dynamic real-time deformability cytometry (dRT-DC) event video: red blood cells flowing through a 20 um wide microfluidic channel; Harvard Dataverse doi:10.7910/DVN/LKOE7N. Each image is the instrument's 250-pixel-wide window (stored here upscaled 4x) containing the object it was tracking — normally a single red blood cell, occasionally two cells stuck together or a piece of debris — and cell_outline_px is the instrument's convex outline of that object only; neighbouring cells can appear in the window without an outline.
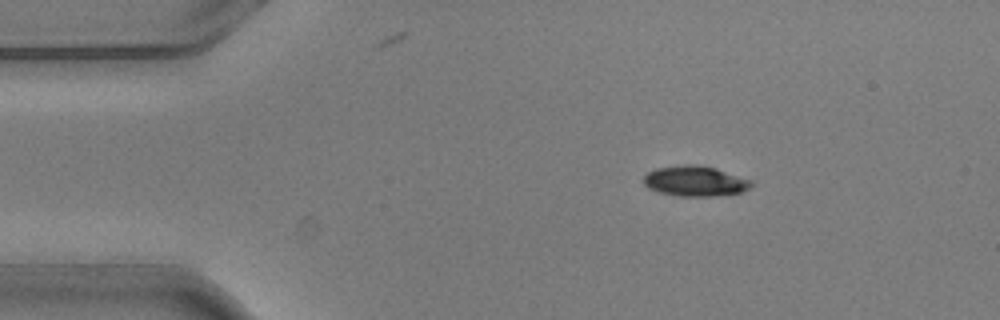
{"species": "common noctule bat (a hibernating species)", "species_latin": "Nyctalus noctula", "temperature_condition": "warm", "stored_images_in_passage": 3, "camera_frame_rate_fps": 3000, "um_per_image_px": 0.085, "animal": {"sex": "male", "body_mass_g": 20.5, "forearm_length_mm": 52.5}, "frame": {"image": 1, "passage_image": 1, "time_ms": 0.0, "image_size_px": [1000, 320], "cell_outline_px": [[752, 184], [748, 188], [740, 192], [716, 196], [680, 196], [660, 192], [648, 188], [644, 184], [644, 176], [648, 172], [656, 168], [680, 164], [696, 164], [716, 168], [752, 180]], "centroid_in_image_um": [59.07, 15.38], "position_along_channel_um": 25.9, "area_um2": 19.02}}
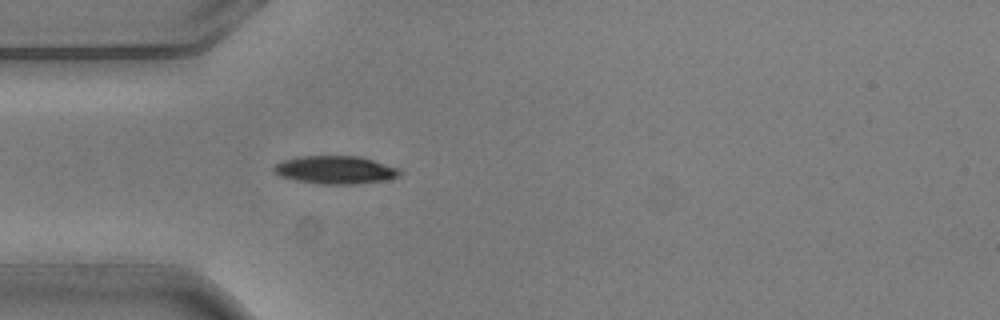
{"frame": {"image": 2, "passage_image": 3, "time_ms": 0.667, "image_size_px": [1000, 320], "cell_outline_px": [[404, 172], [400, 176], [388, 180], [352, 184], [320, 184], [296, 180], [280, 176], [272, 168], [276, 164], [284, 160], [296, 156], [360, 156], [400, 168]], "centroid_in_image_um": [28.56, 14.44], "position_along_channel_um": 56.4, "area_um2": 20.69}}